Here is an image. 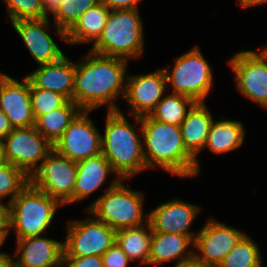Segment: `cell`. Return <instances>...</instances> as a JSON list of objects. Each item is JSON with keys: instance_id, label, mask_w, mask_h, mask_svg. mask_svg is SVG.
<instances>
[{"instance_id": "1", "label": "cell", "mask_w": 267, "mask_h": 267, "mask_svg": "<svg viewBox=\"0 0 267 267\" xmlns=\"http://www.w3.org/2000/svg\"><path fill=\"white\" fill-rule=\"evenodd\" d=\"M127 61L89 51L77 63L74 83V103L82 111H92L107 105V111H120L115 101L126 93Z\"/></svg>"}, {"instance_id": "2", "label": "cell", "mask_w": 267, "mask_h": 267, "mask_svg": "<svg viewBox=\"0 0 267 267\" xmlns=\"http://www.w3.org/2000/svg\"><path fill=\"white\" fill-rule=\"evenodd\" d=\"M146 168L161 167L181 178L196 176V158L186 149L178 125L162 123L149 115L140 117Z\"/></svg>"}, {"instance_id": "3", "label": "cell", "mask_w": 267, "mask_h": 267, "mask_svg": "<svg viewBox=\"0 0 267 267\" xmlns=\"http://www.w3.org/2000/svg\"><path fill=\"white\" fill-rule=\"evenodd\" d=\"M134 122L130 124L121 110L107 111L105 131L101 136L102 154L121 180H128L147 169L143 138L136 132L137 124H141L140 117L134 116Z\"/></svg>"}, {"instance_id": "4", "label": "cell", "mask_w": 267, "mask_h": 267, "mask_svg": "<svg viewBox=\"0 0 267 267\" xmlns=\"http://www.w3.org/2000/svg\"><path fill=\"white\" fill-rule=\"evenodd\" d=\"M143 30L139 9L110 10L103 32L90 51L124 60L137 59L144 52Z\"/></svg>"}, {"instance_id": "5", "label": "cell", "mask_w": 267, "mask_h": 267, "mask_svg": "<svg viewBox=\"0 0 267 267\" xmlns=\"http://www.w3.org/2000/svg\"><path fill=\"white\" fill-rule=\"evenodd\" d=\"M122 182L118 176H114L106 191L85 209L115 231L148 222V213L143 216L142 192L131 190Z\"/></svg>"}, {"instance_id": "6", "label": "cell", "mask_w": 267, "mask_h": 267, "mask_svg": "<svg viewBox=\"0 0 267 267\" xmlns=\"http://www.w3.org/2000/svg\"><path fill=\"white\" fill-rule=\"evenodd\" d=\"M63 205L29 182L10 202V226L16 239L39 236L52 224Z\"/></svg>"}, {"instance_id": "7", "label": "cell", "mask_w": 267, "mask_h": 267, "mask_svg": "<svg viewBox=\"0 0 267 267\" xmlns=\"http://www.w3.org/2000/svg\"><path fill=\"white\" fill-rule=\"evenodd\" d=\"M172 67L163 68L172 93L188 96L195 102H205L212 88L213 74L201 50L196 46L185 52L175 59Z\"/></svg>"}, {"instance_id": "8", "label": "cell", "mask_w": 267, "mask_h": 267, "mask_svg": "<svg viewBox=\"0 0 267 267\" xmlns=\"http://www.w3.org/2000/svg\"><path fill=\"white\" fill-rule=\"evenodd\" d=\"M76 177L77 162L53 149L30 177V182L65 206L73 203Z\"/></svg>"}, {"instance_id": "9", "label": "cell", "mask_w": 267, "mask_h": 267, "mask_svg": "<svg viewBox=\"0 0 267 267\" xmlns=\"http://www.w3.org/2000/svg\"><path fill=\"white\" fill-rule=\"evenodd\" d=\"M2 141L5 161L21 169L29 178L53 150V145L35 126L13 129Z\"/></svg>"}, {"instance_id": "10", "label": "cell", "mask_w": 267, "mask_h": 267, "mask_svg": "<svg viewBox=\"0 0 267 267\" xmlns=\"http://www.w3.org/2000/svg\"><path fill=\"white\" fill-rule=\"evenodd\" d=\"M63 257L102 256L114 243L116 231L96 218L70 220Z\"/></svg>"}, {"instance_id": "11", "label": "cell", "mask_w": 267, "mask_h": 267, "mask_svg": "<svg viewBox=\"0 0 267 267\" xmlns=\"http://www.w3.org/2000/svg\"><path fill=\"white\" fill-rule=\"evenodd\" d=\"M228 64L235 74L237 90L267 109V54L263 50H242Z\"/></svg>"}, {"instance_id": "12", "label": "cell", "mask_w": 267, "mask_h": 267, "mask_svg": "<svg viewBox=\"0 0 267 267\" xmlns=\"http://www.w3.org/2000/svg\"><path fill=\"white\" fill-rule=\"evenodd\" d=\"M244 235L237 228L229 227L214 218L208 219L194 238L193 247L200 253L194 251L193 261L202 267H218Z\"/></svg>"}, {"instance_id": "13", "label": "cell", "mask_w": 267, "mask_h": 267, "mask_svg": "<svg viewBox=\"0 0 267 267\" xmlns=\"http://www.w3.org/2000/svg\"><path fill=\"white\" fill-rule=\"evenodd\" d=\"M90 111H81L53 145L59 154L79 162L102 153V134L97 130Z\"/></svg>"}, {"instance_id": "14", "label": "cell", "mask_w": 267, "mask_h": 267, "mask_svg": "<svg viewBox=\"0 0 267 267\" xmlns=\"http://www.w3.org/2000/svg\"><path fill=\"white\" fill-rule=\"evenodd\" d=\"M167 86L163 69L141 75L127 74L124 99L131 107L128 113L132 118L150 115L165 96Z\"/></svg>"}, {"instance_id": "15", "label": "cell", "mask_w": 267, "mask_h": 267, "mask_svg": "<svg viewBox=\"0 0 267 267\" xmlns=\"http://www.w3.org/2000/svg\"><path fill=\"white\" fill-rule=\"evenodd\" d=\"M0 109L13 129L35 126L27 77L20 82L5 73L0 77Z\"/></svg>"}, {"instance_id": "16", "label": "cell", "mask_w": 267, "mask_h": 267, "mask_svg": "<svg viewBox=\"0 0 267 267\" xmlns=\"http://www.w3.org/2000/svg\"><path fill=\"white\" fill-rule=\"evenodd\" d=\"M200 211L196 205L173 199L148 212V221L153 232L187 235L194 241L197 233L189 229Z\"/></svg>"}, {"instance_id": "17", "label": "cell", "mask_w": 267, "mask_h": 267, "mask_svg": "<svg viewBox=\"0 0 267 267\" xmlns=\"http://www.w3.org/2000/svg\"><path fill=\"white\" fill-rule=\"evenodd\" d=\"M11 24L38 65L58 61L65 55L45 30L50 27L49 17L22 19Z\"/></svg>"}, {"instance_id": "18", "label": "cell", "mask_w": 267, "mask_h": 267, "mask_svg": "<svg viewBox=\"0 0 267 267\" xmlns=\"http://www.w3.org/2000/svg\"><path fill=\"white\" fill-rule=\"evenodd\" d=\"M13 267H58L64 255V242L39 236L16 239Z\"/></svg>"}, {"instance_id": "19", "label": "cell", "mask_w": 267, "mask_h": 267, "mask_svg": "<svg viewBox=\"0 0 267 267\" xmlns=\"http://www.w3.org/2000/svg\"><path fill=\"white\" fill-rule=\"evenodd\" d=\"M76 63L67 56L58 61L39 65L26 77L30 81V88H40L62 94L74 102Z\"/></svg>"}, {"instance_id": "20", "label": "cell", "mask_w": 267, "mask_h": 267, "mask_svg": "<svg viewBox=\"0 0 267 267\" xmlns=\"http://www.w3.org/2000/svg\"><path fill=\"white\" fill-rule=\"evenodd\" d=\"M193 244L194 241L187 235L153 232L148 265H161L173 260H177L175 266L192 262ZM190 245L192 251H187Z\"/></svg>"}, {"instance_id": "21", "label": "cell", "mask_w": 267, "mask_h": 267, "mask_svg": "<svg viewBox=\"0 0 267 267\" xmlns=\"http://www.w3.org/2000/svg\"><path fill=\"white\" fill-rule=\"evenodd\" d=\"M213 120L212 113L208 110L205 102H196L180 125L184 145L196 158V177L200 173V162L197 159V154L205 148Z\"/></svg>"}, {"instance_id": "22", "label": "cell", "mask_w": 267, "mask_h": 267, "mask_svg": "<svg viewBox=\"0 0 267 267\" xmlns=\"http://www.w3.org/2000/svg\"><path fill=\"white\" fill-rule=\"evenodd\" d=\"M110 173L116 175L111 164L102 153L77 162L73 203L83 200L100 188Z\"/></svg>"}, {"instance_id": "23", "label": "cell", "mask_w": 267, "mask_h": 267, "mask_svg": "<svg viewBox=\"0 0 267 267\" xmlns=\"http://www.w3.org/2000/svg\"><path fill=\"white\" fill-rule=\"evenodd\" d=\"M110 10L102 3L88 9L66 32L68 44L92 43L100 38Z\"/></svg>"}, {"instance_id": "24", "label": "cell", "mask_w": 267, "mask_h": 267, "mask_svg": "<svg viewBox=\"0 0 267 267\" xmlns=\"http://www.w3.org/2000/svg\"><path fill=\"white\" fill-rule=\"evenodd\" d=\"M245 129L240 121L222 119L212 121L205 147L214 154H225L240 148L245 140Z\"/></svg>"}, {"instance_id": "25", "label": "cell", "mask_w": 267, "mask_h": 267, "mask_svg": "<svg viewBox=\"0 0 267 267\" xmlns=\"http://www.w3.org/2000/svg\"><path fill=\"white\" fill-rule=\"evenodd\" d=\"M152 233L153 230L148 221L141 226L117 230L115 243L131 261L137 259L140 265H148Z\"/></svg>"}, {"instance_id": "26", "label": "cell", "mask_w": 267, "mask_h": 267, "mask_svg": "<svg viewBox=\"0 0 267 267\" xmlns=\"http://www.w3.org/2000/svg\"><path fill=\"white\" fill-rule=\"evenodd\" d=\"M81 111L73 101L68 100L62 107L39 116L35 120V127L54 145Z\"/></svg>"}, {"instance_id": "27", "label": "cell", "mask_w": 267, "mask_h": 267, "mask_svg": "<svg viewBox=\"0 0 267 267\" xmlns=\"http://www.w3.org/2000/svg\"><path fill=\"white\" fill-rule=\"evenodd\" d=\"M195 103L188 96L170 92L157 103L149 116L162 123L180 126Z\"/></svg>"}, {"instance_id": "28", "label": "cell", "mask_w": 267, "mask_h": 267, "mask_svg": "<svg viewBox=\"0 0 267 267\" xmlns=\"http://www.w3.org/2000/svg\"><path fill=\"white\" fill-rule=\"evenodd\" d=\"M101 0H63L58 11L53 15L56 34L67 42L66 32L90 8Z\"/></svg>"}, {"instance_id": "29", "label": "cell", "mask_w": 267, "mask_h": 267, "mask_svg": "<svg viewBox=\"0 0 267 267\" xmlns=\"http://www.w3.org/2000/svg\"><path fill=\"white\" fill-rule=\"evenodd\" d=\"M260 247L245 234L218 267H263Z\"/></svg>"}, {"instance_id": "30", "label": "cell", "mask_w": 267, "mask_h": 267, "mask_svg": "<svg viewBox=\"0 0 267 267\" xmlns=\"http://www.w3.org/2000/svg\"><path fill=\"white\" fill-rule=\"evenodd\" d=\"M29 182L30 178L16 166L7 162L0 166V202L10 195V203Z\"/></svg>"}, {"instance_id": "31", "label": "cell", "mask_w": 267, "mask_h": 267, "mask_svg": "<svg viewBox=\"0 0 267 267\" xmlns=\"http://www.w3.org/2000/svg\"><path fill=\"white\" fill-rule=\"evenodd\" d=\"M30 95L35 120L43 114L62 107L68 101L60 93L40 88H30Z\"/></svg>"}, {"instance_id": "32", "label": "cell", "mask_w": 267, "mask_h": 267, "mask_svg": "<svg viewBox=\"0 0 267 267\" xmlns=\"http://www.w3.org/2000/svg\"><path fill=\"white\" fill-rule=\"evenodd\" d=\"M10 22L43 18L42 0H3Z\"/></svg>"}, {"instance_id": "33", "label": "cell", "mask_w": 267, "mask_h": 267, "mask_svg": "<svg viewBox=\"0 0 267 267\" xmlns=\"http://www.w3.org/2000/svg\"><path fill=\"white\" fill-rule=\"evenodd\" d=\"M104 267H127L131 261L122 249L114 243L103 255Z\"/></svg>"}, {"instance_id": "34", "label": "cell", "mask_w": 267, "mask_h": 267, "mask_svg": "<svg viewBox=\"0 0 267 267\" xmlns=\"http://www.w3.org/2000/svg\"><path fill=\"white\" fill-rule=\"evenodd\" d=\"M61 267H104L102 256L63 257Z\"/></svg>"}, {"instance_id": "35", "label": "cell", "mask_w": 267, "mask_h": 267, "mask_svg": "<svg viewBox=\"0 0 267 267\" xmlns=\"http://www.w3.org/2000/svg\"><path fill=\"white\" fill-rule=\"evenodd\" d=\"M141 0H101L109 10H132L138 9Z\"/></svg>"}, {"instance_id": "36", "label": "cell", "mask_w": 267, "mask_h": 267, "mask_svg": "<svg viewBox=\"0 0 267 267\" xmlns=\"http://www.w3.org/2000/svg\"><path fill=\"white\" fill-rule=\"evenodd\" d=\"M63 0H42L43 18H48V13L53 15L58 11Z\"/></svg>"}, {"instance_id": "37", "label": "cell", "mask_w": 267, "mask_h": 267, "mask_svg": "<svg viewBox=\"0 0 267 267\" xmlns=\"http://www.w3.org/2000/svg\"><path fill=\"white\" fill-rule=\"evenodd\" d=\"M0 228H11L10 226V203L0 202Z\"/></svg>"}, {"instance_id": "38", "label": "cell", "mask_w": 267, "mask_h": 267, "mask_svg": "<svg viewBox=\"0 0 267 267\" xmlns=\"http://www.w3.org/2000/svg\"><path fill=\"white\" fill-rule=\"evenodd\" d=\"M13 130L8 117L0 109V141H2L6 136H8Z\"/></svg>"}, {"instance_id": "39", "label": "cell", "mask_w": 267, "mask_h": 267, "mask_svg": "<svg viewBox=\"0 0 267 267\" xmlns=\"http://www.w3.org/2000/svg\"><path fill=\"white\" fill-rule=\"evenodd\" d=\"M237 3L242 7V8H247L251 6H256L259 4H265L267 3V0H237Z\"/></svg>"}, {"instance_id": "40", "label": "cell", "mask_w": 267, "mask_h": 267, "mask_svg": "<svg viewBox=\"0 0 267 267\" xmlns=\"http://www.w3.org/2000/svg\"><path fill=\"white\" fill-rule=\"evenodd\" d=\"M13 258L10 254L0 255V267H13Z\"/></svg>"}, {"instance_id": "41", "label": "cell", "mask_w": 267, "mask_h": 267, "mask_svg": "<svg viewBox=\"0 0 267 267\" xmlns=\"http://www.w3.org/2000/svg\"><path fill=\"white\" fill-rule=\"evenodd\" d=\"M10 231H12L11 228H0V246L4 244V241L6 240ZM1 254H9V253L0 252V255Z\"/></svg>"}, {"instance_id": "42", "label": "cell", "mask_w": 267, "mask_h": 267, "mask_svg": "<svg viewBox=\"0 0 267 267\" xmlns=\"http://www.w3.org/2000/svg\"><path fill=\"white\" fill-rule=\"evenodd\" d=\"M6 163L5 157H4V145L3 141H0V166L4 165Z\"/></svg>"}, {"instance_id": "43", "label": "cell", "mask_w": 267, "mask_h": 267, "mask_svg": "<svg viewBox=\"0 0 267 267\" xmlns=\"http://www.w3.org/2000/svg\"><path fill=\"white\" fill-rule=\"evenodd\" d=\"M174 267H202L199 264H197L196 262L192 261L186 264H182V265H176Z\"/></svg>"}, {"instance_id": "44", "label": "cell", "mask_w": 267, "mask_h": 267, "mask_svg": "<svg viewBox=\"0 0 267 267\" xmlns=\"http://www.w3.org/2000/svg\"><path fill=\"white\" fill-rule=\"evenodd\" d=\"M262 50L267 54V45H265Z\"/></svg>"}]
</instances>
